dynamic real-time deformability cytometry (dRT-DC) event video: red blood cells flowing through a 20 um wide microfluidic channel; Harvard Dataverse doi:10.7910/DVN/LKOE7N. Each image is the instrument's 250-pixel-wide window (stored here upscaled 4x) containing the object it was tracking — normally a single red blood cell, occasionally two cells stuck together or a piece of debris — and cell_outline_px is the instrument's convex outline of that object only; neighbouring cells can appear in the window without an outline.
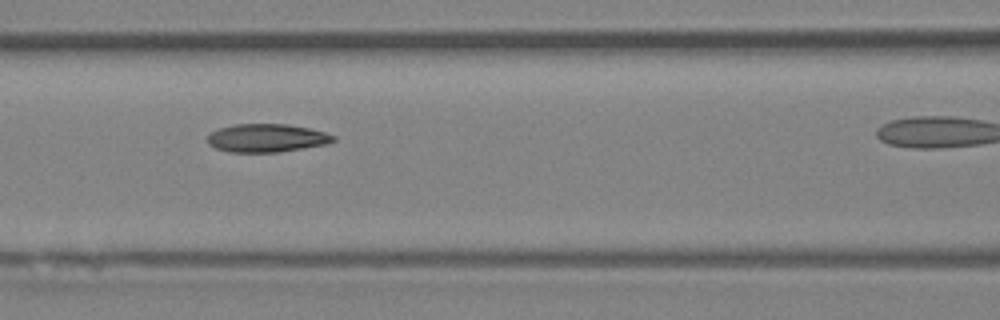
{"species": "Egyptian fruit bat (a non-hibernating species)", "species_latin": "Rousettus aegyptiacus", "temperature_condition": "room temperature", "stored_images_in_passage": 8, "camera_frame_rate_fps": 3000, "um_per_image_px": 0.085, "animal": {"sex": "female"}, "frame": {"image": 1, "passage_image": 5, "time_ms": 1.333, "image_size_px": [1000, 320], "cell_outline_px": [[336, 140], [324, 144], [276, 152], [228, 152], [216, 148], [208, 144], [208, 136], [212, 132], [220, 128], [236, 124], [288, 124], [308, 128], [324, 132], [336, 136]], "centroid_in_image_um": [22.65, 11.73], "position_along_channel_um": 143.9, "area_um2": 20.4}}